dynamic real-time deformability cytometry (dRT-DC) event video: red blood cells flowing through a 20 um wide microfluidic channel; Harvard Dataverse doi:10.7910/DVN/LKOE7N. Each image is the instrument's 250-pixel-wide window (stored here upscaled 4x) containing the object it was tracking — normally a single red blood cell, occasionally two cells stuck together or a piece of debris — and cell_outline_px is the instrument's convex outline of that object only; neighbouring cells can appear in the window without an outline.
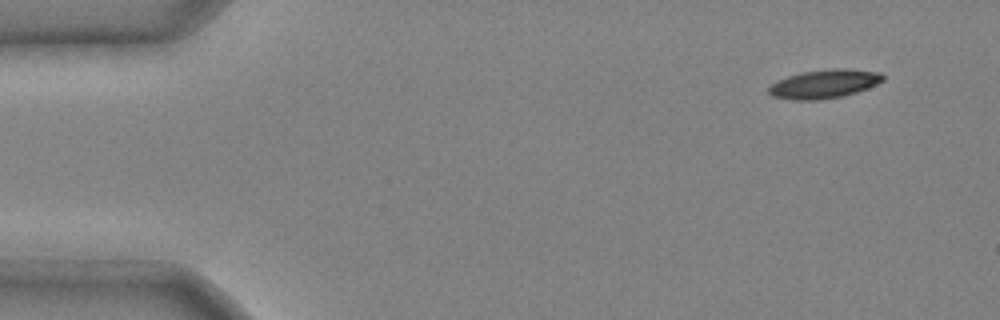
{"species": "common noctule bat (a hibernating species)", "species_latin": "Nyctalus noctula", "temperature_condition": "cold", "stored_images_in_passage": 4, "camera_frame_rate_fps": 3000, "um_per_image_px": 0.085, "animal": {"sex": "male", "body_mass_g": 20.4}, "frame": {"image": 1, "passage_image": 1, "time_ms": 0.0, "image_size_px": [1000, 320], "cell_outline_px": [[884, 80], [868, 88], [844, 96], [820, 100], [792, 100], [772, 96], [768, 92], [768, 88], [776, 80], [788, 76], [804, 72], [832, 68], [848, 68], [880, 72], [884, 76]], "centroid_in_image_um": [70.07, 7.13], "position_along_channel_um": 14.9, "area_um2": 19.25}}
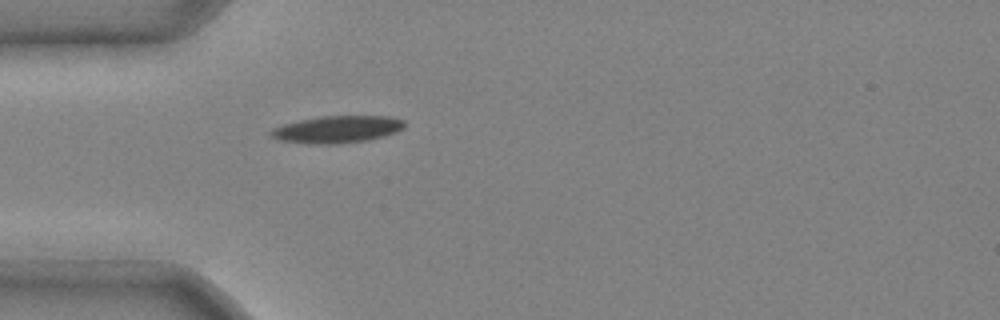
{"frame": {"image": 2, "passage_image": 4, "time_ms": 1.0, "image_size_px": [1000, 320], "cell_outline_px": [[404, 128], [396, 132], [384, 136], [368, 140], [336, 144], [308, 144], [280, 140], [272, 136], [268, 132], [272, 128], [284, 124], [300, 120], [320, 116], [388, 116], [404, 120]], "centroid_in_image_um": [28.66, 11.0], "position_along_channel_um": 56.3, "area_um2": 21.15}}